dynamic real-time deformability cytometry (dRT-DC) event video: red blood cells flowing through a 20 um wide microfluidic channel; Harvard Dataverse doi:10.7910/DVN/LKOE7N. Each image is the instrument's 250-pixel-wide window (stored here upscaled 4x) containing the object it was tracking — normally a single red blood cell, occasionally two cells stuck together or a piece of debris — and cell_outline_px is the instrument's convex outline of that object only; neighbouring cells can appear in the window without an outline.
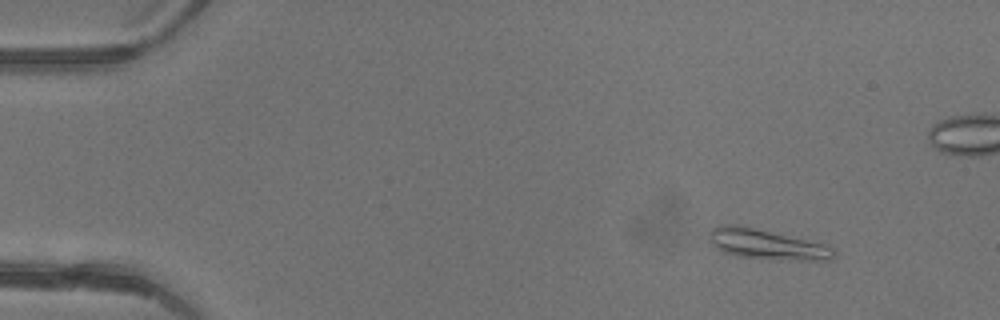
{"species": "common noctule bat (a hibernating species)", "species_latin": "Nyctalus noctula", "temperature_condition": "warm", "stored_images_in_passage": 48, "camera_frame_rate_fps": 3000, "um_per_image_px": 0.085, "animal": {"sex": "female"}, "frame": {"image": 1, "passage_image": 6, "time_ms": 1.667, "image_size_px": [1000, 320], "cell_outline_px": [[836, 256], [828, 260], [768, 260], [736, 256], [724, 252], [716, 248], [712, 244], [708, 236], [708, 232], [712, 228], [724, 224], [736, 224], [824, 244], [832, 248], [836, 252]], "centroid_in_image_um": [65.13, 20.79], "position_along_channel_um": 19.9, "area_um2": 21.91}}
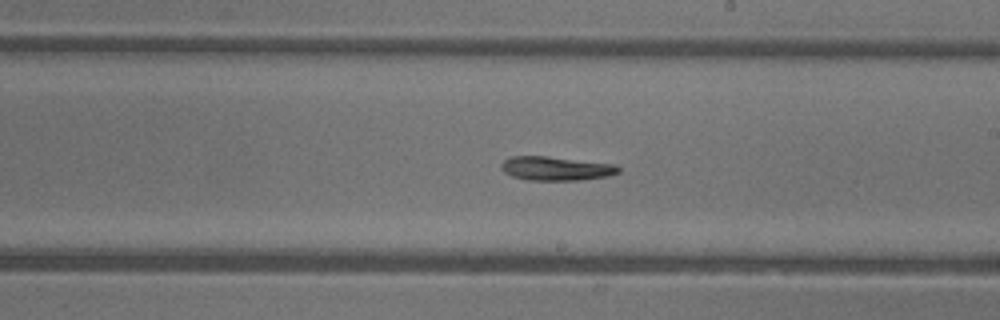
{"frame": {"image": 2, "passage_image": 28, "time_ms": 9.0, "image_size_px": [1000, 320], "cell_outline_px": [[620, 172], [608, 176], [580, 180], [528, 180], [512, 176], [504, 172], [500, 168], [500, 164], [504, 160], [512, 156], [544, 156], [616, 164], [620, 168]], "centroid_in_image_um": [47.26, 14.32], "position_along_channel_um": 241.7, "area_um2": 16.36}}
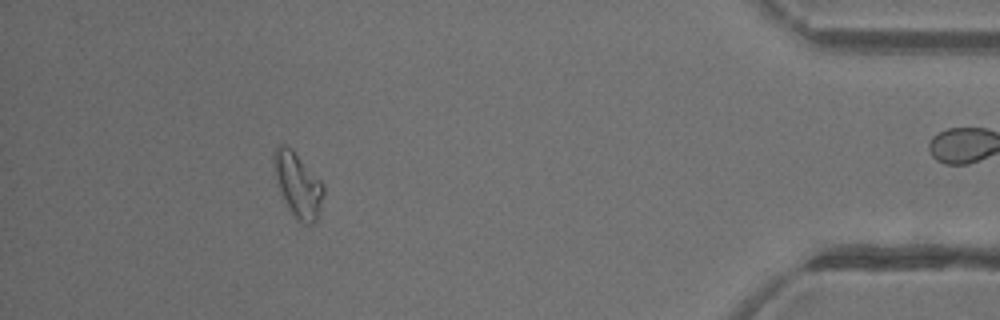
{"frame": {"image": 3, "passage_image": 43, "time_ms": 14.0, "image_size_px": [1000, 320], "cell_outline_px": [[324, 192], [320, 208], [316, 220], [312, 224], [304, 224], [296, 220], [288, 208], [276, 184], [272, 156], [276, 144], [284, 144], [324, 184]], "centroid_in_image_um": [25.28, 15.75], "position_along_channel_um": 409.9, "area_um2": 18.38}}